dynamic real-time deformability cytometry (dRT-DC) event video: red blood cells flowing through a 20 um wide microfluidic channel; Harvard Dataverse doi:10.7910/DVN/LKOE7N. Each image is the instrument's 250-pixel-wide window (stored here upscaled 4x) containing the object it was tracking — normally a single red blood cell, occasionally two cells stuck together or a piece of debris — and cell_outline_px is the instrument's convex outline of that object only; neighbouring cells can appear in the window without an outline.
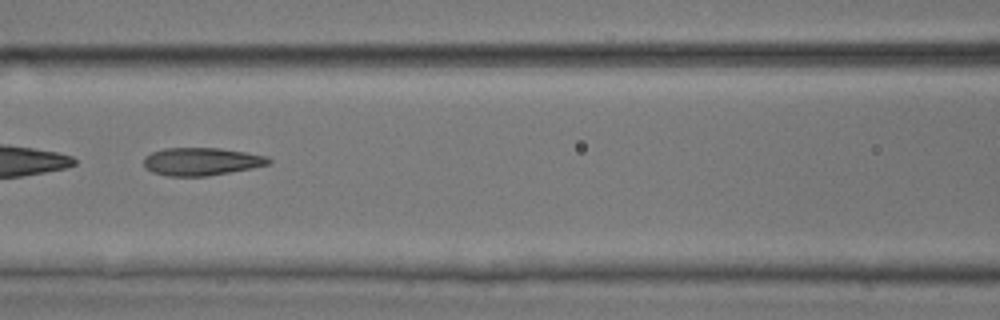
{"species": "common noctule bat (a hibernating species)", "species_latin": "Nyctalus noctula", "temperature_condition": "room temperature", "stored_images_in_passage": 49, "camera_frame_rate_fps": 3000, "um_per_image_px": 0.085, "animal": {"sex": "male", "body_mass_g": 17.9, "forearm_length_mm": 54.2}, "frame": {"image": 1, "passage_image": 22, "time_ms": 7.0, "image_size_px": [1000, 320], "cell_outline_px": [[272, 160], [268, 164], [252, 168], [208, 176], [168, 176], [152, 172], [144, 168], [144, 156], [152, 152], [164, 148], [220, 148], [248, 152], [268, 156]], "centroid_in_image_um": [17.12, 13.72], "position_along_channel_um": 149.5, "area_um2": 20.4}}
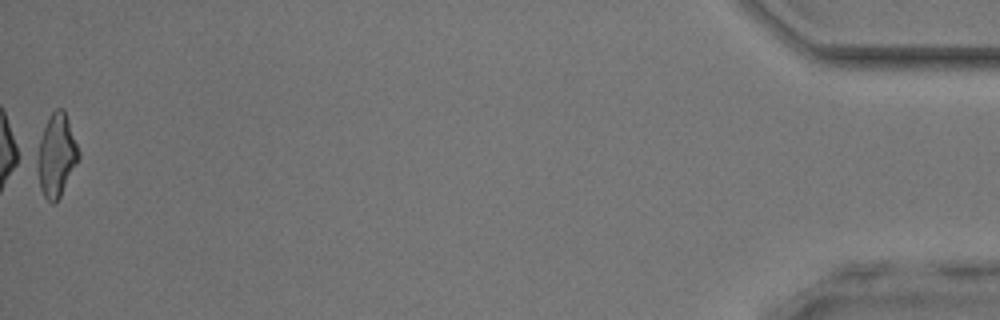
{"frame": {"image": 2, "passage_image": 49, "time_ms": 16.0, "image_size_px": [1000, 320], "cell_outline_px": [[80, 160], [56, 204], [52, 204], [44, 196], [40, 188], [32, 164], [48, 116], [56, 108], [64, 108], [80, 152]], "centroid_in_image_um": [4.76, 13.25], "position_along_channel_um": 430.4, "area_um2": 20.81}, "authors_computed_cell_mechanics": {"area_um2": 20.8658, "velocity_mm_per_s": 4.1838, "shape_relaxation_time_tau1_ms": null, "shape_relaxation_time_tau2_ms": 1.9956, "deformation_change_tau1": null, "deformation_change_tau2": 0.1108}}